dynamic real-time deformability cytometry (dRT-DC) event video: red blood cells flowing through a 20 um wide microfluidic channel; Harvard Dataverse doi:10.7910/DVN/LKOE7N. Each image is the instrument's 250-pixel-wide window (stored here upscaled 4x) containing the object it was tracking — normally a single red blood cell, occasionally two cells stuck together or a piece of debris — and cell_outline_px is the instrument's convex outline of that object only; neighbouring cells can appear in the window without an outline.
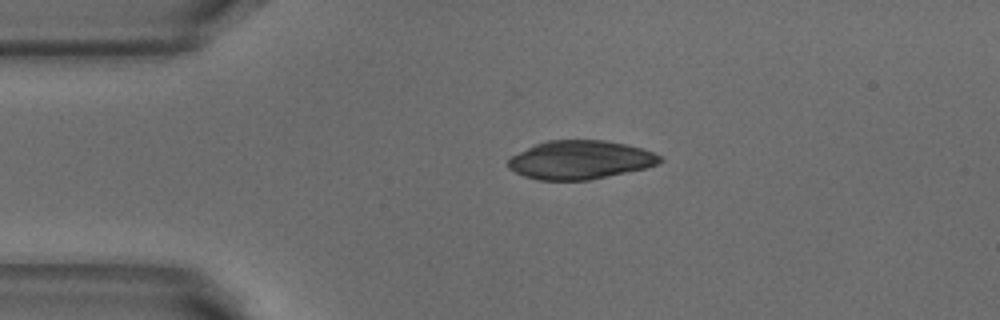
{"species": "common noctule bat (a hibernating species)", "species_latin": "Nyctalus noctula", "temperature_condition": "warm", "stored_images_in_passage": 42, "camera_frame_rate_fps": 3000, "um_per_image_px": 0.085, "animal": {"sex": "male", "body_mass_g": 18.8}, "frame": {"image": 1, "passage_image": 1, "time_ms": 0.0, "image_size_px": [1000, 320], "cell_outline_px": [[664, 160], [656, 164], [644, 168], [588, 180], [536, 180], [524, 176], [508, 168], [508, 160], [512, 156], [536, 144], [548, 140], [604, 140], [628, 144], [652, 152], [660, 156]], "centroid_in_image_um": [49.3, 13.59], "position_along_channel_um": 35.7, "area_um2": 33.81}}
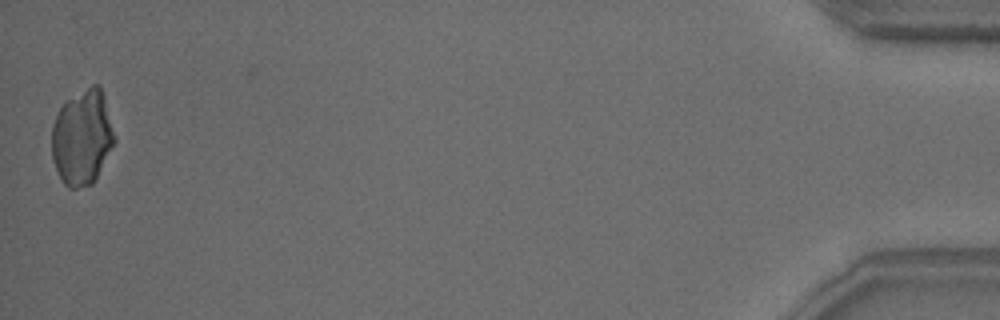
{"frame": {"image": 2, "passage_image": 41, "time_ms": 13.333, "image_size_px": [1000, 320], "cell_outline_px": [[116, 140], [92, 184], [76, 188], [68, 188], [60, 180], [52, 156], [52, 124], [60, 108], [68, 100], [92, 84], [100, 84], [104, 96]], "centroid_in_image_um": [6.98, 11.69], "position_along_channel_um": 428.2, "area_um2": 34.45}}